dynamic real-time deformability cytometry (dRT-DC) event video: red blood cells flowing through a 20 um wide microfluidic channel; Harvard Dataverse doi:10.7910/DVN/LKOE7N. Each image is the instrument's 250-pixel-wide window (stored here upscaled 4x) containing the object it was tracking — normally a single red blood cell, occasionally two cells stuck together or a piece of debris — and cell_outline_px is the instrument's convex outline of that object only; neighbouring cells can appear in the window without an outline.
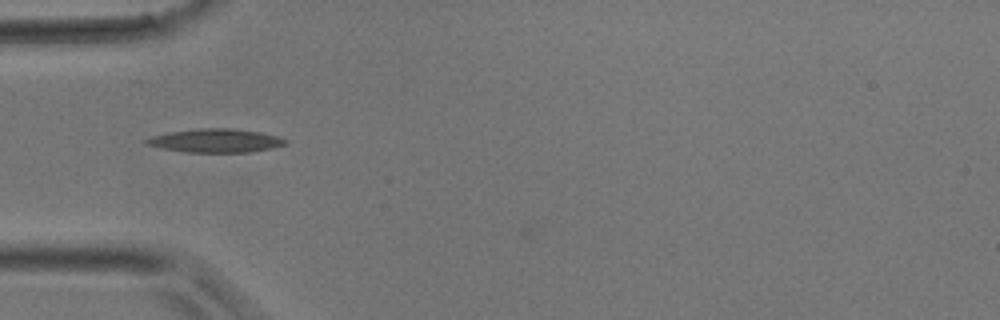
{"species": "common noctule bat (a hibernating species)", "species_latin": "Nyctalus noctula", "temperature_condition": "room temperature", "stored_images_in_passage": 26, "camera_frame_rate_fps": 3000, "um_per_image_px": 0.085, "animal": {"sex": "male", "body_mass_g": 17.9}, "frame": {"image": 1, "passage_image": 1, "time_ms": 0.0, "image_size_px": [1000, 320], "cell_outline_px": [[288, 144], [272, 148], [252, 152], [184, 152], [164, 148], [148, 144], [144, 140], [152, 136], [168, 132], [200, 128], [232, 128], [260, 132], [276, 136], [288, 140]], "centroid_in_image_um": [18.38, 11.95], "position_along_channel_um": 66.6, "area_um2": 19.02}}
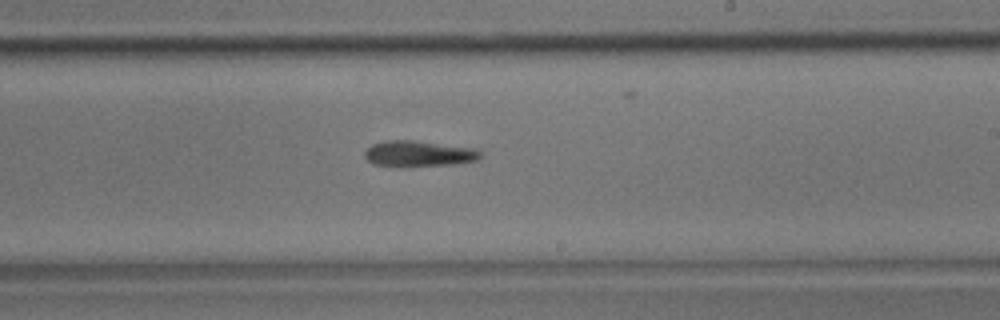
{"frame": {"image": 2, "passage_image": 12, "time_ms": 3.667, "image_size_px": [1000, 320], "cell_outline_px": [[484, 156], [480, 160], [456, 164], [408, 168], [372, 164], [364, 156], [364, 152], [372, 144], [384, 140], [416, 140], [476, 148]], "centroid_in_image_um": [35.63, 13.08], "position_along_channel_um": 253.4, "area_um2": 18.21}}
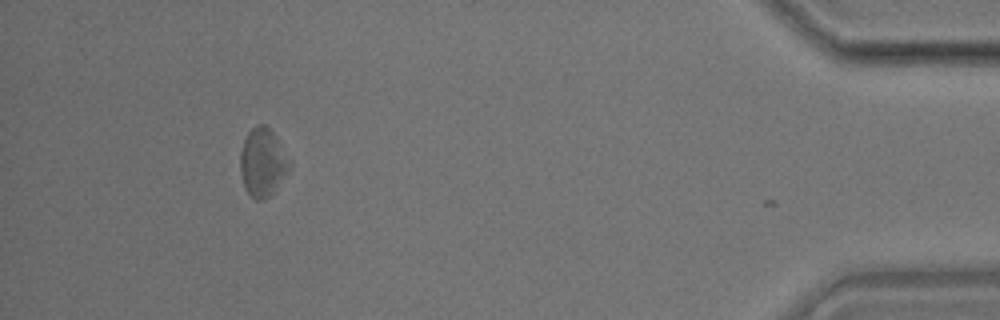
{"frame": {"image": 3, "passage_image": 25, "time_ms": 8.0, "image_size_px": [1000, 320], "cell_outline_px": [[292, 164], [272, 192], [264, 200], [256, 200], [244, 188], [240, 172], [240, 152], [244, 140], [248, 132], [256, 124], [264, 124], [272, 132], [292, 160]], "centroid_in_image_um": [22.31, 13.78], "position_along_channel_um": 412.9, "area_um2": 19.42}}